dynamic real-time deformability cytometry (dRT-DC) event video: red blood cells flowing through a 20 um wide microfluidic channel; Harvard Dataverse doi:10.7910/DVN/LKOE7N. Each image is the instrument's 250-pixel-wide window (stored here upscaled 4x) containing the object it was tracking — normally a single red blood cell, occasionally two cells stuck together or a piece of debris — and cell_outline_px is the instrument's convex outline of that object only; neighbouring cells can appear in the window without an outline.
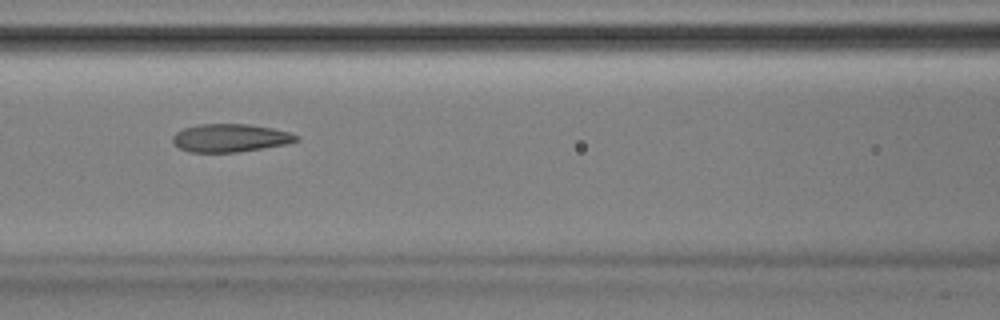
{"species": "Egyptian fruit bat (a non-hibernating species)", "species_latin": "Rousettus aegyptiacus", "temperature_condition": "room temperature", "stored_images_in_passage": 18, "camera_frame_rate_fps": 3000, "um_per_image_px": 0.085, "animal": {"sex": "male"}, "frame": {"image": 1, "passage_image": 8, "time_ms": 2.333, "image_size_px": [1000, 320], "cell_outline_px": [[300, 140], [284, 144], [236, 152], [188, 152], [180, 148], [172, 140], [172, 136], [176, 132], [184, 128], [196, 124], [248, 124], [272, 128], [288, 132], [300, 136]], "centroid_in_image_um": [19.55, 11.71], "position_along_channel_um": 147.1, "area_um2": 20.06}}